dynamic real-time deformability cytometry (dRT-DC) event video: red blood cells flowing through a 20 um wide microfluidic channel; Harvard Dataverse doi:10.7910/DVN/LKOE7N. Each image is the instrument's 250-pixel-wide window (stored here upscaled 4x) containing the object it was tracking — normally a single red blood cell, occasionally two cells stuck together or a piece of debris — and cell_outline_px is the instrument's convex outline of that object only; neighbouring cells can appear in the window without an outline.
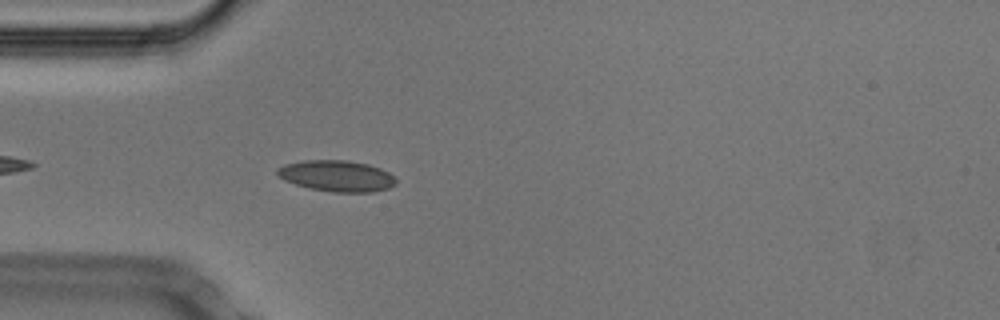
{"species": "Egyptian fruit bat (a non-hibernating species)", "species_latin": "Rousettus aegyptiacus", "temperature_condition": "cold", "stored_images_in_passage": 20, "camera_frame_rate_fps": 3000, "um_per_image_px": 0.085, "animal": {"sex": "male"}, "frame": {"image": 1, "passage_image": 4, "time_ms": 1.0, "image_size_px": [1000, 320], "cell_outline_px": [[396, 184], [388, 188], [372, 192], [332, 192], [312, 188], [296, 184], [284, 180], [276, 172], [276, 168], [284, 164], [304, 160], [348, 160], [368, 164], [380, 168], [388, 172], [396, 180]], "centroid_in_image_um": [28.62, 14.94], "position_along_channel_um": 56.4, "area_um2": 21.44}}
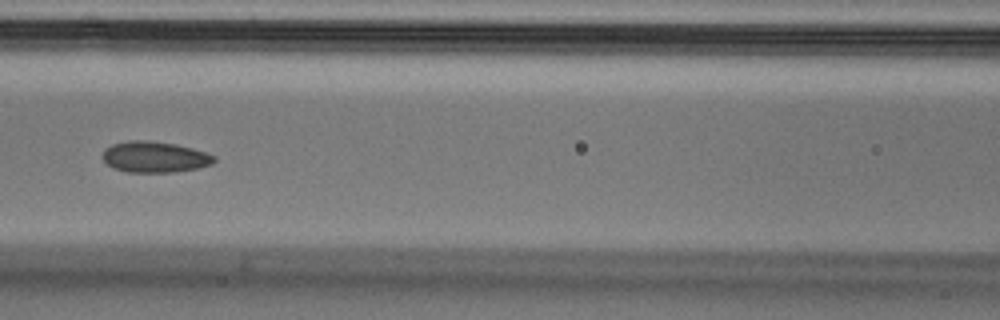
{"frame": {"image": 2, "passage_image": 12, "time_ms": 3.667, "image_size_px": [1000, 320], "cell_outline_px": [[216, 160], [212, 164], [196, 168], [172, 172], [128, 172], [112, 168], [104, 160], [104, 148], [112, 144], [128, 140], [148, 140], [176, 144], [192, 148], [216, 156]], "centroid_in_image_um": [13.14, 13.33], "position_along_channel_um": 153.5, "area_um2": 20.11}}
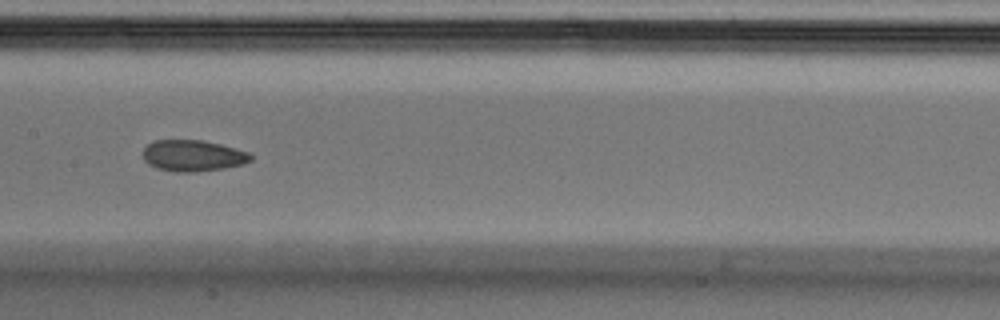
{"frame": {"image": 3, "passage_image": 15, "time_ms": 4.667, "image_size_px": [1000, 320], "cell_outline_px": [[252, 160], [244, 164], [224, 168], [192, 172], [176, 172], [156, 168], [148, 164], [144, 160], [144, 148], [152, 140], [204, 140], [220, 144], [248, 152], [252, 156]], "centroid_in_image_um": [16.39, 13.23], "position_along_channel_um": 191.0, "area_um2": 19.65}}